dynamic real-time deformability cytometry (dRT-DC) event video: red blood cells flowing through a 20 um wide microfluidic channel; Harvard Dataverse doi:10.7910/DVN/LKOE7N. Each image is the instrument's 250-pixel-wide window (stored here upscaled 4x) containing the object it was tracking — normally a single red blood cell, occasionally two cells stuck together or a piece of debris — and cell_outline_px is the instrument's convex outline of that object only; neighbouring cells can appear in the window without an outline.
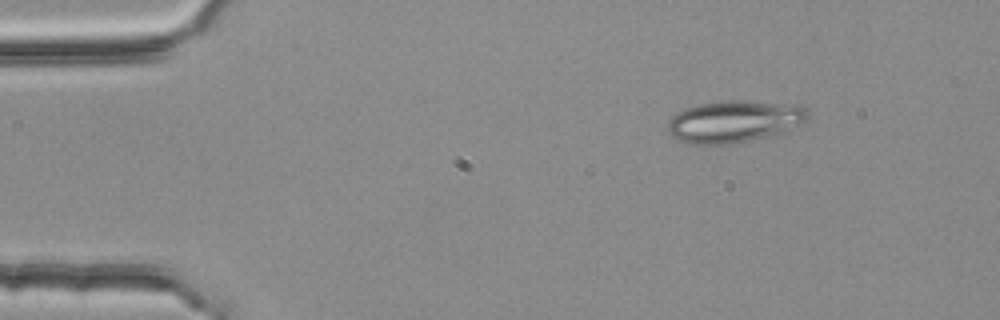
{"species": "common noctule bat (a hibernating species)", "species_latin": "Nyctalus noctula", "temperature_condition": "room temperature", "stored_images_in_passage": 3, "camera_frame_rate_fps": 3000, "um_per_image_px": 0.085, "animal": {"sex": "female", "body_mass_g": 25.1}, "frame": {"image": 1, "passage_image": 1, "time_ms": 0.0, "image_size_px": [1000, 320], "cell_outline_px": [[808, 116], [800, 124], [788, 132], [732, 144], [684, 144], [676, 140], [668, 132], [668, 124], [672, 116], [688, 108], [700, 104], [728, 100], [740, 100], [792, 104], [804, 108]], "centroid_in_image_um": [62.39, 10.35], "position_along_channel_um": 22.6, "area_um2": 34.22}}